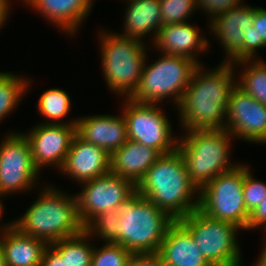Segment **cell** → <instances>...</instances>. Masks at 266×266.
Listing matches in <instances>:
<instances>
[{"label":"cell","instance_id":"cell-37","mask_svg":"<svg viewBox=\"0 0 266 266\" xmlns=\"http://www.w3.org/2000/svg\"><path fill=\"white\" fill-rule=\"evenodd\" d=\"M40 266H68L66 257H61L50 245L45 248Z\"/></svg>","mask_w":266,"mask_h":266},{"label":"cell","instance_id":"cell-29","mask_svg":"<svg viewBox=\"0 0 266 266\" xmlns=\"http://www.w3.org/2000/svg\"><path fill=\"white\" fill-rule=\"evenodd\" d=\"M162 25L188 22L198 10L196 0H159Z\"/></svg>","mask_w":266,"mask_h":266},{"label":"cell","instance_id":"cell-21","mask_svg":"<svg viewBox=\"0 0 266 266\" xmlns=\"http://www.w3.org/2000/svg\"><path fill=\"white\" fill-rule=\"evenodd\" d=\"M47 246L45 241L23 234L12 224L0 238L6 266H40Z\"/></svg>","mask_w":266,"mask_h":266},{"label":"cell","instance_id":"cell-27","mask_svg":"<svg viewBox=\"0 0 266 266\" xmlns=\"http://www.w3.org/2000/svg\"><path fill=\"white\" fill-rule=\"evenodd\" d=\"M31 80L17 73L0 71V122L20 103L29 88Z\"/></svg>","mask_w":266,"mask_h":266},{"label":"cell","instance_id":"cell-20","mask_svg":"<svg viewBox=\"0 0 266 266\" xmlns=\"http://www.w3.org/2000/svg\"><path fill=\"white\" fill-rule=\"evenodd\" d=\"M61 31L76 34L88 18L95 0H22Z\"/></svg>","mask_w":266,"mask_h":266},{"label":"cell","instance_id":"cell-19","mask_svg":"<svg viewBox=\"0 0 266 266\" xmlns=\"http://www.w3.org/2000/svg\"><path fill=\"white\" fill-rule=\"evenodd\" d=\"M190 231L179 221L168 228L158 254L164 266H211Z\"/></svg>","mask_w":266,"mask_h":266},{"label":"cell","instance_id":"cell-18","mask_svg":"<svg viewBox=\"0 0 266 266\" xmlns=\"http://www.w3.org/2000/svg\"><path fill=\"white\" fill-rule=\"evenodd\" d=\"M209 44L206 37L200 34L199 28L188 21L162 25L153 46L155 45L156 51H161V54L187 57L202 65L197 54L208 50Z\"/></svg>","mask_w":266,"mask_h":266},{"label":"cell","instance_id":"cell-8","mask_svg":"<svg viewBox=\"0 0 266 266\" xmlns=\"http://www.w3.org/2000/svg\"><path fill=\"white\" fill-rule=\"evenodd\" d=\"M211 266H243L236 224L214 219L199 208L179 220Z\"/></svg>","mask_w":266,"mask_h":266},{"label":"cell","instance_id":"cell-11","mask_svg":"<svg viewBox=\"0 0 266 266\" xmlns=\"http://www.w3.org/2000/svg\"><path fill=\"white\" fill-rule=\"evenodd\" d=\"M39 176L24 134L11 132L3 137L0 143V197L29 191Z\"/></svg>","mask_w":266,"mask_h":266},{"label":"cell","instance_id":"cell-39","mask_svg":"<svg viewBox=\"0 0 266 266\" xmlns=\"http://www.w3.org/2000/svg\"><path fill=\"white\" fill-rule=\"evenodd\" d=\"M266 266V243L255 264L252 266Z\"/></svg>","mask_w":266,"mask_h":266},{"label":"cell","instance_id":"cell-12","mask_svg":"<svg viewBox=\"0 0 266 266\" xmlns=\"http://www.w3.org/2000/svg\"><path fill=\"white\" fill-rule=\"evenodd\" d=\"M76 195L78 215L85 227L101 213L114 210L136 192V185L111 171L93 180L81 183Z\"/></svg>","mask_w":266,"mask_h":266},{"label":"cell","instance_id":"cell-3","mask_svg":"<svg viewBox=\"0 0 266 266\" xmlns=\"http://www.w3.org/2000/svg\"><path fill=\"white\" fill-rule=\"evenodd\" d=\"M47 186L40 189L42 191L35 202L20 218L11 220V224L23 234L41 239L49 245L80 234L84 226L78 215L76 195Z\"/></svg>","mask_w":266,"mask_h":266},{"label":"cell","instance_id":"cell-26","mask_svg":"<svg viewBox=\"0 0 266 266\" xmlns=\"http://www.w3.org/2000/svg\"><path fill=\"white\" fill-rule=\"evenodd\" d=\"M40 115L49 120L44 124H76L77 119L62 121L71 110V98L62 88H50L44 91L37 103ZM61 120V121H60ZM58 121V122H57Z\"/></svg>","mask_w":266,"mask_h":266},{"label":"cell","instance_id":"cell-2","mask_svg":"<svg viewBox=\"0 0 266 266\" xmlns=\"http://www.w3.org/2000/svg\"><path fill=\"white\" fill-rule=\"evenodd\" d=\"M136 191L175 221L199 208V190L190 181L178 149L162 154L137 183Z\"/></svg>","mask_w":266,"mask_h":266},{"label":"cell","instance_id":"cell-28","mask_svg":"<svg viewBox=\"0 0 266 266\" xmlns=\"http://www.w3.org/2000/svg\"><path fill=\"white\" fill-rule=\"evenodd\" d=\"M119 224L120 217L114 210H110L93 218L84 227V230L89 234V236H96L105 242L114 243L118 239Z\"/></svg>","mask_w":266,"mask_h":266},{"label":"cell","instance_id":"cell-34","mask_svg":"<svg viewBox=\"0 0 266 266\" xmlns=\"http://www.w3.org/2000/svg\"><path fill=\"white\" fill-rule=\"evenodd\" d=\"M253 27L257 33V49L266 47V9L254 6Z\"/></svg>","mask_w":266,"mask_h":266},{"label":"cell","instance_id":"cell-1","mask_svg":"<svg viewBox=\"0 0 266 266\" xmlns=\"http://www.w3.org/2000/svg\"><path fill=\"white\" fill-rule=\"evenodd\" d=\"M203 66L194 70L177 107L180 126L185 131L226 129V109L231 90L236 86V67L223 60L212 70Z\"/></svg>","mask_w":266,"mask_h":266},{"label":"cell","instance_id":"cell-32","mask_svg":"<svg viewBox=\"0 0 266 266\" xmlns=\"http://www.w3.org/2000/svg\"><path fill=\"white\" fill-rule=\"evenodd\" d=\"M242 48L228 61V63H237L241 60H255L260 59L255 57L257 55V33L252 26L245 30Z\"/></svg>","mask_w":266,"mask_h":266},{"label":"cell","instance_id":"cell-33","mask_svg":"<svg viewBox=\"0 0 266 266\" xmlns=\"http://www.w3.org/2000/svg\"><path fill=\"white\" fill-rule=\"evenodd\" d=\"M197 8L202 9L211 19L215 14L227 11L243 2V0H196Z\"/></svg>","mask_w":266,"mask_h":266},{"label":"cell","instance_id":"cell-24","mask_svg":"<svg viewBox=\"0 0 266 266\" xmlns=\"http://www.w3.org/2000/svg\"><path fill=\"white\" fill-rule=\"evenodd\" d=\"M90 239L92 237L83 230L80 234L63 238L49 245L61 257H66L68 266H90L94 252Z\"/></svg>","mask_w":266,"mask_h":266},{"label":"cell","instance_id":"cell-25","mask_svg":"<svg viewBox=\"0 0 266 266\" xmlns=\"http://www.w3.org/2000/svg\"><path fill=\"white\" fill-rule=\"evenodd\" d=\"M235 65H242L243 70L236 77V86L266 105V63L261 59L241 60ZM246 65V66H245ZM238 79V80H237Z\"/></svg>","mask_w":266,"mask_h":266},{"label":"cell","instance_id":"cell-30","mask_svg":"<svg viewBox=\"0 0 266 266\" xmlns=\"http://www.w3.org/2000/svg\"><path fill=\"white\" fill-rule=\"evenodd\" d=\"M103 247H95L90 266H126L132 253L120 244L105 242Z\"/></svg>","mask_w":266,"mask_h":266},{"label":"cell","instance_id":"cell-17","mask_svg":"<svg viewBox=\"0 0 266 266\" xmlns=\"http://www.w3.org/2000/svg\"><path fill=\"white\" fill-rule=\"evenodd\" d=\"M76 134L112 155L128 141L126 120L122 115H87L77 118Z\"/></svg>","mask_w":266,"mask_h":266},{"label":"cell","instance_id":"cell-41","mask_svg":"<svg viewBox=\"0 0 266 266\" xmlns=\"http://www.w3.org/2000/svg\"><path fill=\"white\" fill-rule=\"evenodd\" d=\"M0 266H6L5 264V260H4V256H3V252L0 249Z\"/></svg>","mask_w":266,"mask_h":266},{"label":"cell","instance_id":"cell-15","mask_svg":"<svg viewBox=\"0 0 266 266\" xmlns=\"http://www.w3.org/2000/svg\"><path fill=\"white\" fill-rule=\"evenodd\" d=\"M110 171L111 155L99 146L84 141L76 134L65 162L58 172L81 184Z\"/></svg>","mask_w":266,"mask_h":266},{"label":"cell","instance_id":"cell-6","mask_svg":"<svg viewBox=\"0 0 266 266\" xmlns=\"http://www.w3.org/2000/svg\"><path fill=\"white\" fill-rule=\"evenodd\" d=\"M101 69L111 93L130 98L136 91L147 60L146 44L106 30L100 32Z\"/></svg>","mask_w":266,"mask_h":266},{"label":"cell","instance_id":"cell-5","mask_svg":"<svg viewBox=\"0 0 266 266\" xmlns=\"http://www.w3.org/2000/svg\"><path fill=\"white\" fill-rule=\"evenodd\" d=\"M179 137L178 147L190 181L200 191L220 173L234 168L230 162L232 140L226 129H190Z\"/></svg>","mask_w":266,"mask_h":266},{"label":"cell","instance_id":"cell-22","mask_svg":"<svg viewBox=\"0 0 266 266\" xmlns=\"http://www.w3.org/2000/svg\"><path fill=\"white\" fill-rule=\"evenodd\" d=\"M160 156L156 149L128 140L111 155V172L137 185Z\"/></svg>","mask_w":266,"mask_h":266},{"label":"cell","instance_id":"cell-23","mask_svg":"<svg viewBox=\"0 0 266 266\" xmlns=\"http://www.w3.org/2000/svg\"><path fill=\"white\" fill-rule=\"evenodd\" d=\"M127 3L124 32L120 35L144 42L142 38L153 33L151 41L155 42L162 26L159 0H128Z\"/></svg>","mask_w":266,"mask_h":266},{"label":"cell","instance_id":"cell-14","mask_svg":"<svg viewBox=\"0 0 266 266\" xmlns=\"http://www.w3.org/2000/svg\"><path fill=\"white\" fill-rule=\"evenodd\" d=\"M23 134L30 144L33 163L40 173L43 167L54 165L60 170L76 135V124H36Z\"/></svg>","mask_w":266,"mask_h":266},{"label":"cell","instance_id":"cell-9","mask_svg":"<svg viewBox=\"0 0 266 266\" xmlns=\"http://www.w3.org/2000/svg\"><path fill=\"white\" fill-rule=\"evenodd\" d=\"M244 165L217 175L199 191V209L206 215L245 230L250 213L243 197Z\"/></svg>","mask_w":266,"mask_h":266},{"label":"cell","instance_id":"cell-35","mask_svg":"<svg viewBox=\"0 0 266 266\" xmlns=\"http://www.w3.org/2000/svg\"><path fill=\"white\" fill-rule=\"evenodd\" d=\"M260 226L266 230V196L260 204L250 213L246 229H258Z\"/></svg>","mask_w":266,"mask_h":266},{"label":"cell","instance_id":"cell-4","mask_svg":"<svg viewBox=\"0 0 266 266\" xmlns=\"http://www.w3.org/2000/svg\"><path fill=\"white\" fill-rule=\"evenodd\" d=\"M120 217L118 239L132 254L158 253L169 226L175 221L137 191L115 209Z\"/></svg>","mask_w":266,"mask_h":266},{"label":"cell","instance_id":"cell-13","mask_svg":"<svg viewBox=\"0 0 266 266\" xmlns=\"http://www.w3.org/2000/svg\"><path fill=\"white\" fill-rule=\"evenodd\" d=\"M226 130L245 141L266 143V105L235 86L226 109Z\"/></svg>","mask_w":266,"mask_h":266},{"label":"cell","instance_id":"cell-31","mask_svg":"<svg viewBox=\"0 0 266 266\" xmlns=\"http://www.w3.org/2000/svg\"><path fill=\"white\" fill-rule=\"evenodd\" d=\"M250 167L244 165L243 197L245 207L251 213L266 196V183L252 176Z\"/></svg>","mask_w":266,"mask_h":266},{"label":"cell","instance_id":"cell-16","mask_svg":"<svg viewBox=\"0 0 266 266\" xmlns=\"http://www.w3.org/2000/svg\"><path fill=\"white\" fill-rule=\"evenodd\" d=\"M253 17L254 7L242 2L208 20L209 32L216 36L225 49L224 62H228L242 48L244 32L253 26Z\"/></svg>","mask_w":266,"mask_h":266},{"label":"cell","instance_id":"cell-7","mask_svg":"<svg viewBox=\"0 0 266 266\" xmlns=\"http://www.w3.org/2000/svg\"><path fill=\"white\" fill-rule=\"evenodd\" d=\"M160 56L149 65L148 60L145 61L139 85L130 99L159 106L166 98H172L177 108L194 70L199 65L183 56L165 54Z\"/></svg>","mask_w":266,"mask_h":266},{"label":"cell","instance_id":"cell-36","mask_svg":"<svg viewBox=\"0 0 266 266\" xmlns=\"http://www.w3.org/2000/svg\"><path fill=\"white\" fill-rule=\"evenodd\" d=\"M126 266H164L158 253L132 254Z\"/></svg>","mask_w":266,"mask_h":266},{"label":"cell","instance_id":"cell-38","mask_svg":"<svg viewBox=\"0 0 266 266\" xmlns=\"http://www.w3.org/2000/svg\"><path fill=\"white\" fill-rule=\"evenodd\" d=\"M10 6L9 0H0V30L5 25L4 23L7 21L11 12Z\"/></svg>","mask_w":266,"mask_h":266},{"label":"cell","instance_id":"cell-10","mask_svg":"<svg viewBox=\"0 0 266 266\" xmlns=\"http://www.w3.org/2000/svg\"><path fill=\"white\" fill-rule=\"evenodd\" d=\"M123 107L128 140L156 149L161 155L177 149L179 138L172 135L171 121L160 106L125 98Z\"/></svg>","mask_w":266,"mask_h":266},{"label":"cell","instance_id":"cell-40","mask_svg":"<svg viewBox=\"0 0 266 266\" xmlns=\"http://www.w3.org/2000/svg\"><path fill=\"white\" fill-rule=\"evenodd\" d=\"M2 200H1V197H0V220H1V217L3 216L2 214L4 213L3 210V204H2ZM11 223L8 222V224L6 223L5 225L3 224V226L1 225V229H0V238L3 234V232L7 229V227L10 225Z\"/></svg>","mask_w":266,"mask_h":266}]
</instances>
